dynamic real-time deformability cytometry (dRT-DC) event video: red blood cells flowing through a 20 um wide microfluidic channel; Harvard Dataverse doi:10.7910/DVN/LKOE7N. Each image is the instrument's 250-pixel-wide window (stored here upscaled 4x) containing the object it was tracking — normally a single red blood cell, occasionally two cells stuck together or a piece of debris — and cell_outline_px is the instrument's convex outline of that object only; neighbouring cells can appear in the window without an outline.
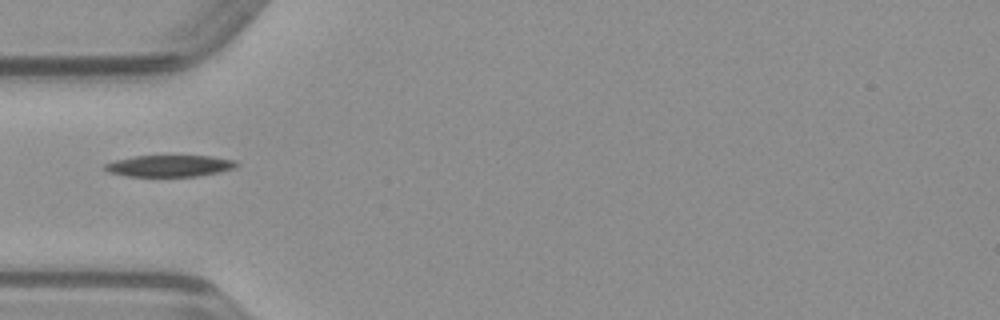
{"species": "common noctule bat (a hibernating species)", "species_latin": "Nyctalus noctula", "temperature_condition": "warm", "stored_images_in_passage": 35, "camera_frame_rate_fps": 3000, "um_per_image_px": 0.085, "animal": {"sex": "male", "body_mass_g": 23.1, "forearm_length_mm": 52.7}, "frame": {"image": 1, "passage_image": 1, "time_ms": 0.0, "image_size_px": [1000, 320], "cell_outline_px": [[240, 164], [236, 168], [220, 172], [196, 176], [128, 176], [108, 172], [104, 168], [104, 164], [116, 160], [132, 156], [212, 156], [236, 160]], "centroid_in_image_um": [14.46, 14.09], "position_along_channel_um": 70.5, "area_um2": 16.59}}
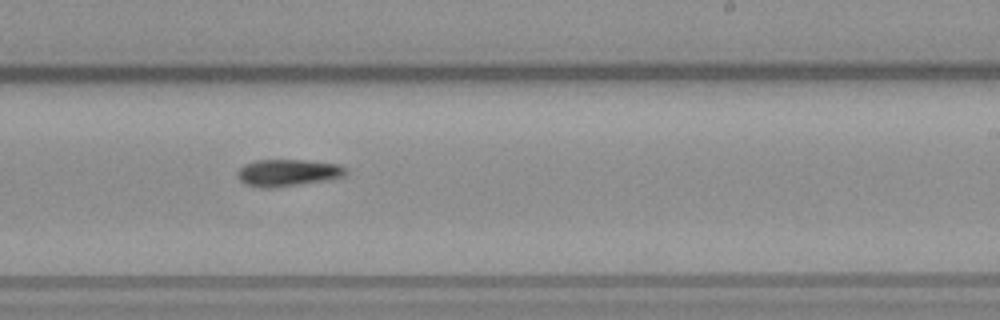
{"frame": {"image": 2, "passage_image": 15, "time_ms": 4.667, "image_size_px": [1000, 320], "cell_outline_px": [[348, 172], [344, 176], [332, 180], [268, 188], [264, 188], [248, 184], [240, 180], [236, 176], [236, 172], [244, 164], [256, 160], [304, 160], [340, 164], [348, 168]], "centroid_in_image_um": [24.52, 14.67], "position_along_channel_um": 264.5, "area_um2": 17.17}}
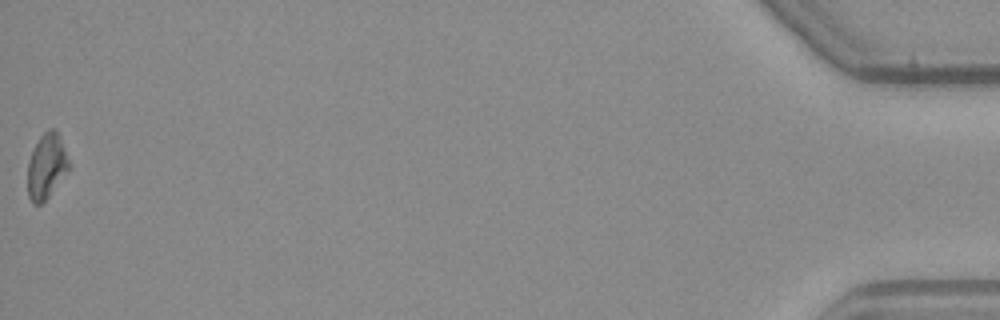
{"frame": {"image": 3, "passage_image": 35, "time_ms": 11.333, "image_size_px": [1000, 320], "cell_outline_px": [[68, 168], [48, 196], [40, 204], [32, 204], [28, 196], [28, 164], [32, 152], [40, 136], [48, 128], [56, 128], [64, 148], [68, 160]], "centroid_in_image_um": [3.92, 14.1], "position_along_channel_um": 431.3, "area_um2": 15.09}}